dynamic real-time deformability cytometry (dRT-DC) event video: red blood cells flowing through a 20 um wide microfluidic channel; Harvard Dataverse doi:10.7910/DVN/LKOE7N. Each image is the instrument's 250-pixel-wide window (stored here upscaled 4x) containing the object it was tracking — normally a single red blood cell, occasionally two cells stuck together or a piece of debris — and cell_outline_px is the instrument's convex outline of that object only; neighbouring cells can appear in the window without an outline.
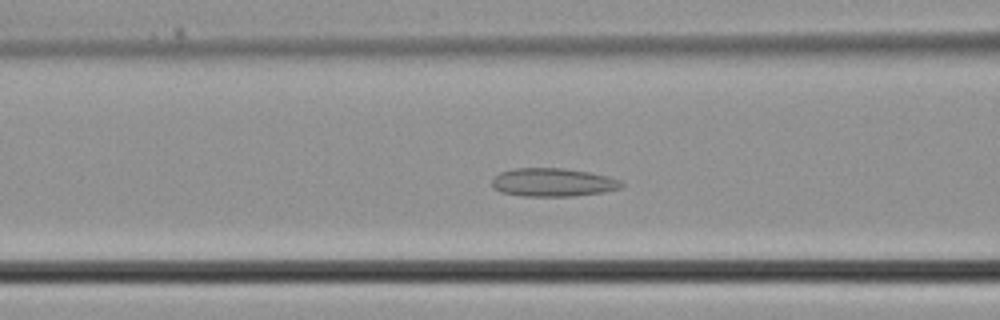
{"species": "common noctule bat (a hibernating species)", "species_latin": "Nyctalus noctula", "temperature_condition": "cold", "stored_images_in_passage": 35, "camera_frame_rate_fps": 3000, "um_per_image_px": 0.085, "animal": {"sex": "male", "body_mass_g": 21.5, "forearm_length_mm": 52.0}, "frame": {"image": 1, "passage_image": 12, "time_ms": 3.667, "image_size_px": [1000, 320], "cell_outline_px": [[624, 184], [620, 188], [604, 192], [572, 196], [524, 196], [500, 192], [492, 188], [492, 180], [500, 172], [516, 168], [564, 168], [588, 172], [608, 176], [620, 180]], "centroid_in_image_um": [46.99, 15.5], "position_along_channel_um": 119.6, "area_um2": 21.39}}
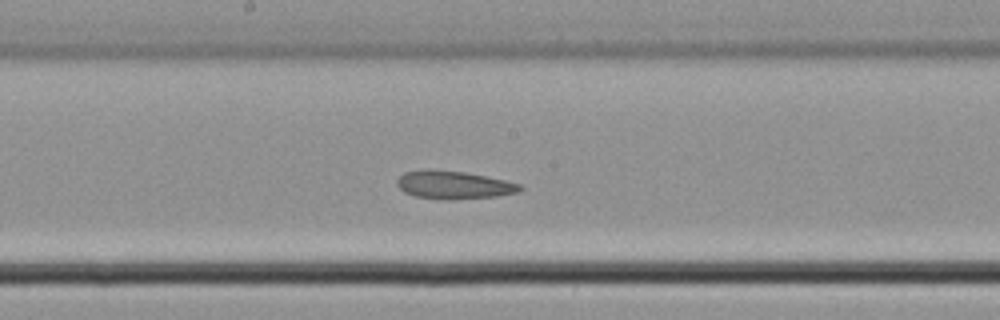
{"frame": {"image": 2, "passage_image": 17, "time_ms": 5.333, "image_size_px": [1000, 320], "cell_outline_px": [[524, 188], [520, 192], [496, 196], [452, 200], [444, 200], [416, 196], [404, 192], [396, 184], [396, 180], [404, 172], [428, 168], [464, 172], [504, 180], [520, 184]], "centroid_in_image_um": [38.55, 15.72], "position_along_channel_um": 209.7, "area_um2": 20.23}}
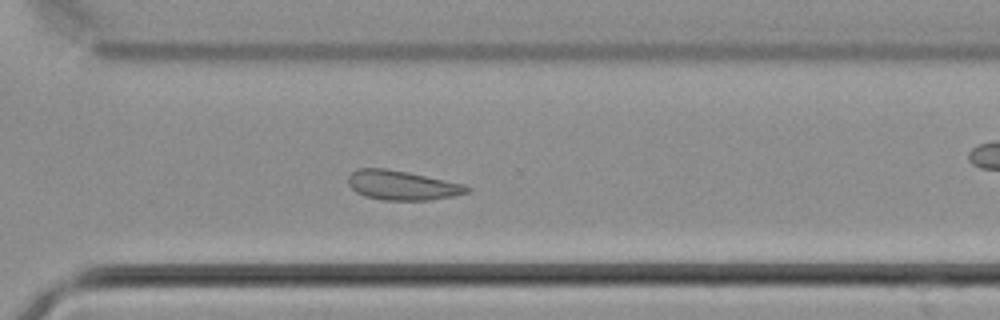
{"frame": {"image": 3, "passage_image": 24, "time_ms": 7.667, "image_size_px": [1000, 320], "cell_outline_px": [[472, 188], [468, 192], [456, 196], [428, 200], [384, 200], [364, 196], [356, 192], [348, 184], [348, 176], [356, 168], [388, 168], [408, 172], [464, 184]], "centroid_in_image_um": [34.18, 15.75], "position_along_channel_um": 336.4, "area_um2": 20.52}}